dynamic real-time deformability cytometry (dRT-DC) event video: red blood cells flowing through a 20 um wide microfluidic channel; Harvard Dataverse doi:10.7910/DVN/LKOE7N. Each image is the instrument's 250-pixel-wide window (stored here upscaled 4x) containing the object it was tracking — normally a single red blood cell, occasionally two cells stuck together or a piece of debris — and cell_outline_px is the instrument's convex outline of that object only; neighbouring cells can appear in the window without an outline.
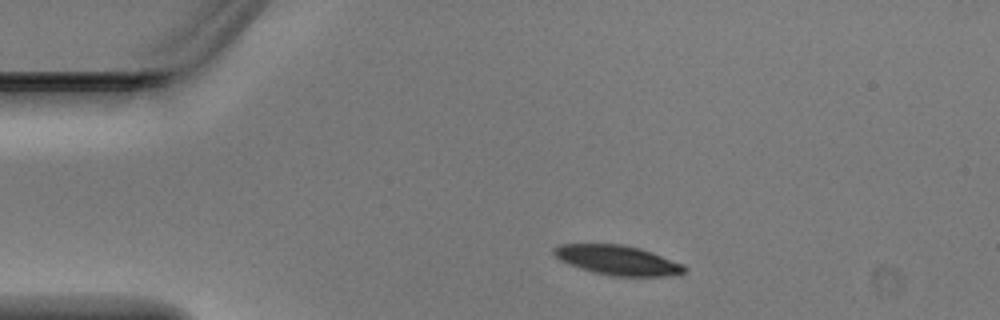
{"species": "Egyptian fruit bat (a non-hibernating species)", "species_latin": "Rousettus aegyptiacus", "temperature_condition": "warm", "stored_images_in_passage": 2, "camera_frame_rate_fps": 3000, "um_per_image_px": 0.085, "animal": {"sex": "male"}, "frame": {"image": 1, "passage_image": 1, "time_ms": 0.0, "image_size_px": [1000, 320], "cell_outline_px": [[688, 268], [684, 272], [664, 276], [612, 276], [580, 268], [568, 264], [560, 260], [552, 252], [552, 248], [560, 244], [620, 244], [640, 248], [652, 252], [684, 264]], "centroid_in_image_um": [52.49, 22.1], "position_along_channel_um": 32.5, "area_um2": 22.43}}